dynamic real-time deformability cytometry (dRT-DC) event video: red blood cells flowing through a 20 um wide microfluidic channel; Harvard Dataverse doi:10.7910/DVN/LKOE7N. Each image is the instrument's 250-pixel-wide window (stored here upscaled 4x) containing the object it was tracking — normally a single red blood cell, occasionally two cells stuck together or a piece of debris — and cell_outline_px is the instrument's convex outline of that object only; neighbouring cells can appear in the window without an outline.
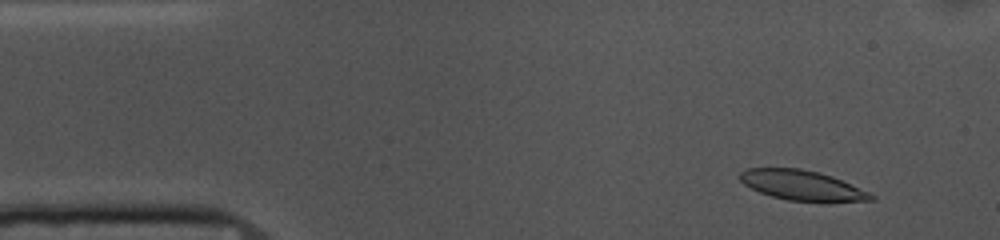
{"species": "common noctule bat (a hibernating species)", "species_latin": "Nyctalus noctula", "temperature_condition": "cold", "stored_images_in_passage": 53, "camera_frame_rate_fps": 3000, "um_per_image_px": 0.085, "animal": {"sex": "female", "body_mass_g": 10.0, "forearm_length_mm": 53.1}, "frame": {"image": 1, "passage_image": 4, "time_ms": 1.0, "image_size_px": [1000, 240], "cell_outline_px": [[876, 200], [788, 200], [772, 196], [760, 192], [744, 184], [740, 180], [740, 172], [748, 168], [800, 168], [820, 172], [832, 176], [868, 192], [876, 196]], "centroid_in_image_um": [68.13, 15.72], "position_along_channel_um": 16.9, "area_um2": 22.2}}
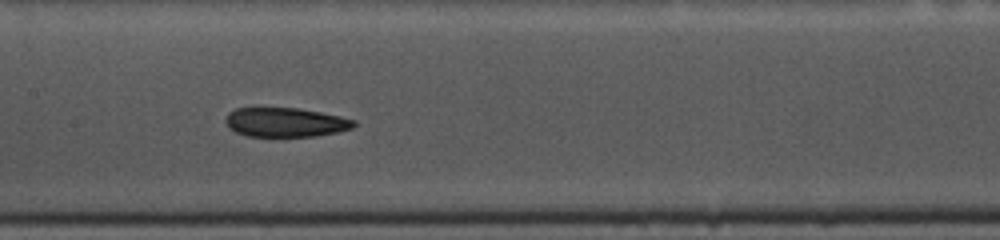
{"frame": {"image": 2, "passage_image": 24, "time_ms": 7.667, "image_size_px": [1000, 240], "cell_outline_px": [[356, 124], [352, 128], [336, 132], [316, 136], [248, 136], [236, 132], [228, 128], [224, 120], [228, 112], [236, 108], [252, 104], [256, 104], [300, 108], [340, 116], [356, 120]], "centroid_in_image_um": [24.16, 10.33], "position_along_channel_um": 183.2, "area_um2": 22.89}}
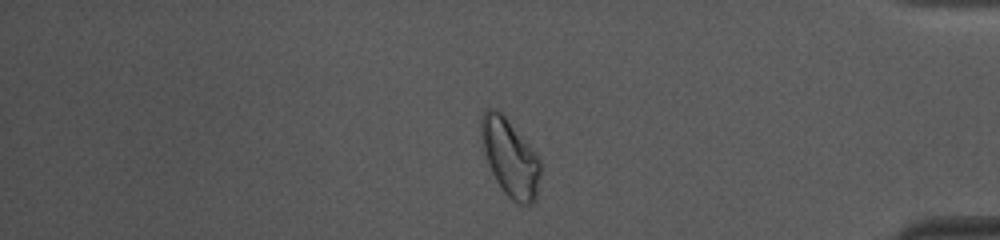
{"frame": {"image": 3, "passage_image": 44, "time_ms": 14.333, "image_size_px": [1000, 240], "cell_outline_px": [[540, 176], [536, 200], [528, 208], [512, 200], [504, 192], [496, 180], [488, 164], [480, 132], [480, 116], [484, 108], [496, 108], [508, 120], [540, 160]], "centroid_in_image_um": [43.34, 13.42], "position_along_channel_um": 391.9, "area_um2": 26.53}, "authors_computed_cell_mechanics": {"area_um2": 23.987, "velocity_mm_per_s": 3.6246, "shape_relaxation_time_tau1_ms": 4.3798, "shape_relaxation_time_tau2_ms": 4.8953, "deformation_change_tau1": 0.1037, "deformation_change_tau2": 0.1133}}